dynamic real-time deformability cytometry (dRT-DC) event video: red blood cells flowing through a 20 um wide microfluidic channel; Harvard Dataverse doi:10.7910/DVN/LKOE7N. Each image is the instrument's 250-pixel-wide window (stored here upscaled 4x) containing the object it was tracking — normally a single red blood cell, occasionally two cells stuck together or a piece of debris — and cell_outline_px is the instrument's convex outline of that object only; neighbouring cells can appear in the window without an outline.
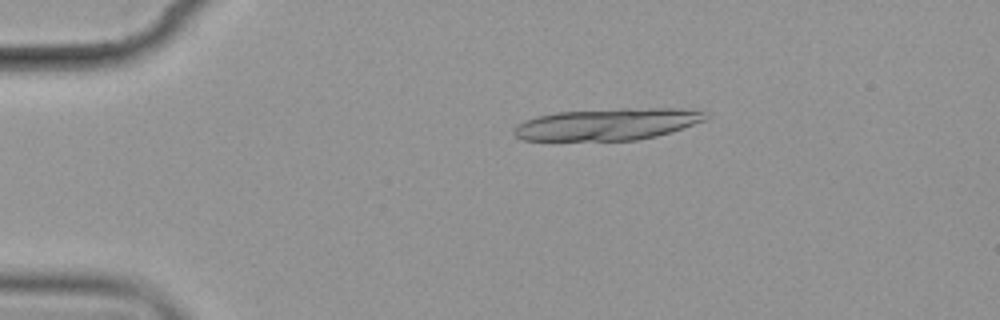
{"species": "common noctule bat (a hibernating species)", "species_latin": "Nyctalus noctula", "temperature_condition": "cold", "stored_images_in_passage": 4, "camera_frame_rate_fps": 3000, "um_per_image_px": 0.085, "animal": {"sex": "female", "body_mass_g": 19.9}, "frame": {"image": 1, "passage_image": 3, "time_ms": 2.333, "image_size_px": [1000, 320], "cell_outline_px": [[712, 116], [708, 120], [672, 132], [656, 136], [636, 140], [524, 140], [516, 136], [512, 132], [516, 124], [524, 120], [536, 116], [556, 112], [620, 108], [680, 108], [708, 112]], "centroid_in_image_um": [51.7, 10.54], "position_along_channel_um": 33.3, "area_um2": 36.07}}